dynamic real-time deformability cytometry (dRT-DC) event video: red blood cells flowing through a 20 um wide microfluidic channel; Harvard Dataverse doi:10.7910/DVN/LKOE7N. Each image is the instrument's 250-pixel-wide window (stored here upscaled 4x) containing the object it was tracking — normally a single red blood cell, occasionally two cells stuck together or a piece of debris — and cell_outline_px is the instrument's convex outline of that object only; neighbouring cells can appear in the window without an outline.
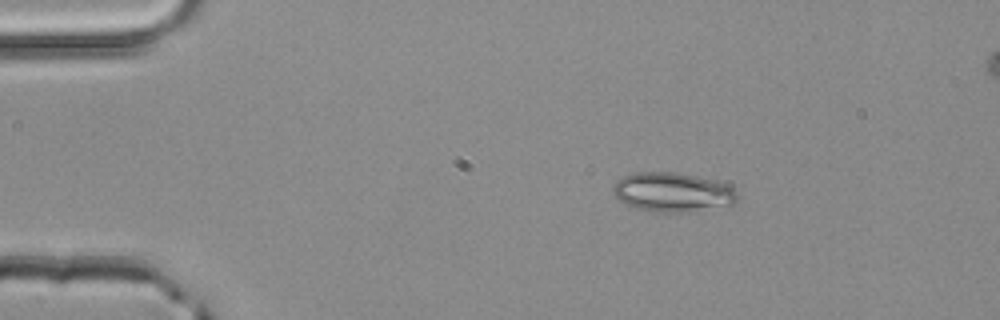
{"species": "common noctule bat (a hibernating species)", "species_latin": "Nyctalus noctula", "temperature_condition": "room temperature", "stored_images_in_passage": 3, "segment_of_instrument_passage": [1, 2], "camera_frame_rate_fps": 3000, "um_per_image_px": 0.085, "animal": {"sex": "male", "body_mass_g": 20.4}, "frame": {"image": 1, "passage_image": 1, "time_ms": 0.0, "image_size_px": [1000, 320], "cell_outline_px": [[736, 200], [732, 204], [696, 212], [648, 212], [624, 204], [612, 192], [612, 188], [616, 180], [624, 176], [636, 172], [676, 172], [716, 180], [728, 184], [736, 192]], "centroid_in_image_um": [57.15, 16.34], "position_along_channel_um": 27.9, "area_um2": 28.78}}